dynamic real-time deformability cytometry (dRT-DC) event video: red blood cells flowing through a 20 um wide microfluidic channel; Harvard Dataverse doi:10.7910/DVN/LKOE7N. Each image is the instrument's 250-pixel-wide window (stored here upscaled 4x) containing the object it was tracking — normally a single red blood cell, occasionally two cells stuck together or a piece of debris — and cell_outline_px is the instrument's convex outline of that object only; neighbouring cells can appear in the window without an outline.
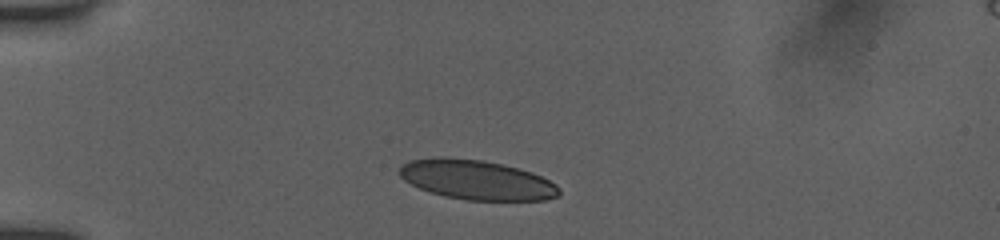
{"species": "human", "species_latin": "Homo sapiens", "temperature_condition": "room temperature", "stored_images_in_passage": 40, "camera_frame_rate_fps": 3000, "um_per_image_px": 0.085, "donor": {"sex": "female"}, "frame": {"image": 1, "passage_image": 1, "time_ms": 0.0, "image_size_px": [1000, 240], "cell_outline_px": [[560, 192], [556, 196], [544, 200], [468, 200], [444, 196], [420, 188], [404, 180], [396, 172], [408, 160], [436, 156], [448, 156], [484, 160], [504, 164], [520, 168], [532, 172], [556, 184], [560, 188]], "centroid_in_image_um": [40.48, 15.26], "position_along_channel_um": 44.5, "area_um2": 37.11}}
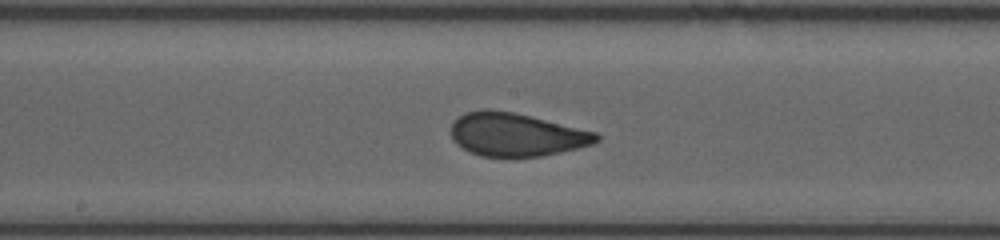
{"frame": {"image": 2, "passage_image": 16, "time_ms": 5.0, "image_size_px": [1000, 240], "cell_outline_px": [[600, 140], [592, 144], [560, 152], [540, 156], [480, 156], [468, 152], [456, 144], [452, 140], [452, 124], [464, 112], [484, 108], [488, 108], [512, 112], [532, 116], [596, 132], [600, 136]], "centroid_in_image_um": [43.86, 11.43], "position_along_channel_um": 204.3, "area_um2": 36.59}}
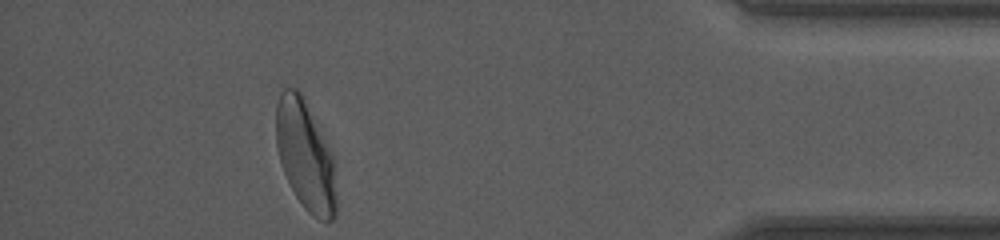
{"frame": {"image": 3, "passage_image": 35, "time_ms": 11.333, "image_size_px": [1000, 240], "cell_outline_px": [[336, 216], [332, 220], [320, 220], [312, 216], [304, 208], [296, 196], [284, 172], [280, 160], [276, 144], [276, 104], [280, 92], [284, 88], [296, 88], [304, 96], [332, 160], [336, 196]], "centroid_in_image_um": [25.92, 13.22], "position_along_channel_um": 409.3, "area_um2": 37.63}, "authors_computed_cell_mechanics": {"area_um2": 37.1654, "velocity_mm_per_s": 3.9172, "shape_relaxation_time_tau1_ms": 3.8695, "shape_relaxation_time_tau2_ms": null, "deformation_change_tau1": 0.1436, "deformation_change_tau2": null}}